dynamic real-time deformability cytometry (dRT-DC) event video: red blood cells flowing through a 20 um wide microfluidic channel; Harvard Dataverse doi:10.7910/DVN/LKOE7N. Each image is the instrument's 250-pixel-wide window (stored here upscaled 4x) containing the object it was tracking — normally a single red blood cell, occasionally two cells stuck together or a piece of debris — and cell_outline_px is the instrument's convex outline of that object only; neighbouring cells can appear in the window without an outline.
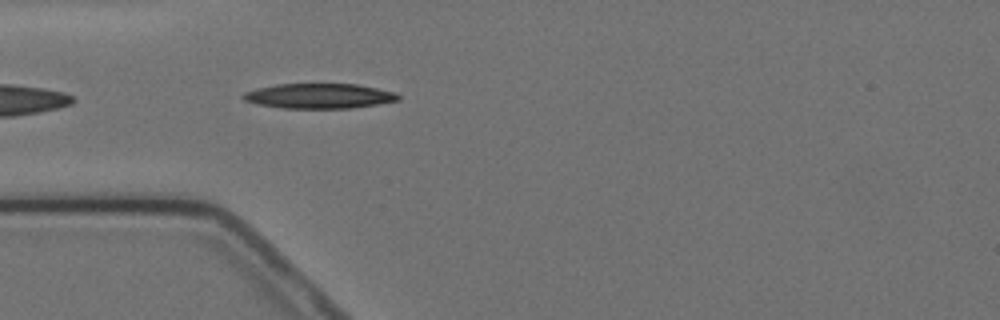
{"species": "Egyptian fruit bat (a non-hibernating species)", "species_latin": "Rousettus aegyptiacus", "temperature_condition": "cold", "stored_images_in_passage": 5, "camera_frame_rate_fps": 3000, "um_per_image_px": 0.085, "animal": {"sex": "female"}, "frame": {"image": 1, "passage_image": 5, "time_ms": 4.667, "image_size_px": [1000, 320], "cell_outline_px": [[400, 100], [352, 108], [280, 108], [260, 104], [244, 100], [240, 96], [244, 92], [256, 88], [276, 84], [356, 84], [396, 92], [400, 96]], "centroid_in_image_um": [27.12, 8.15], "position_along_channel_um": 57.9, "area_um2": 22.54}}